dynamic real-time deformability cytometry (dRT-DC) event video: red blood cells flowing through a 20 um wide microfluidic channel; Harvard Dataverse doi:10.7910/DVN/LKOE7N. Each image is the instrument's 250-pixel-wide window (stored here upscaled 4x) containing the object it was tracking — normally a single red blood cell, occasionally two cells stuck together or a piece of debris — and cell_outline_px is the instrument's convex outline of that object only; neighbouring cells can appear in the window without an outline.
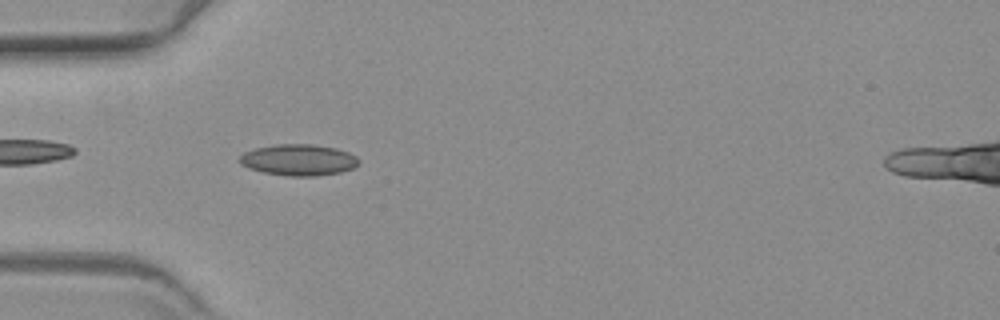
{"species": "common noctule bat (a hibernating species)", "species_latin": "Nyctalus noctula", "temperature_condition": "warm", "stored_images_in_passage": 35, "camera_frame_rate_fps": 3000, "um_per_image_px": 0.085, "animal": {"sex": "female", "body_mass_g": 19.3, "forearm_length_mm": 54.1}, "frame": {"image": 1, "passage_image": 3, "time_ms": 0.667, "image_size_px": [1000, 320], "cell_outline_px": [[360, 160], [352, 168], [340, 172], [316, 176], [288, 176], [264, 172], [248, 168], [240, 164], [236, 160], [244, 152], [256, 148], [276, 144], [312, 144], [336, 148], [348, 152], [356, 156]], "centroid_in_image_um": [25.34, 13.59], "position_along_channel_um": 59.7, "area_um2": 21.73}}
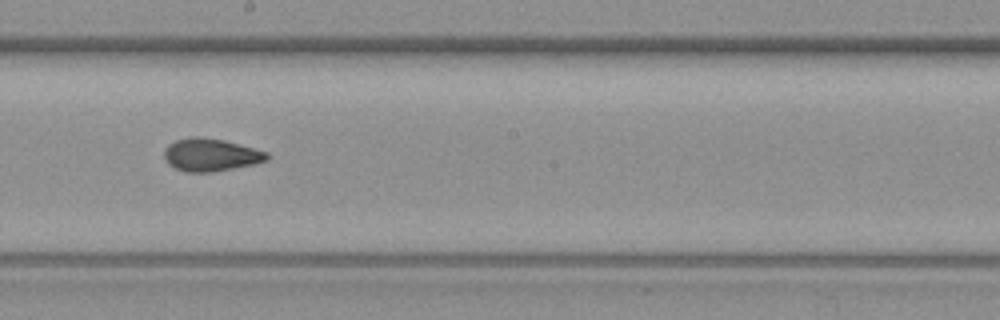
{"frame": {"image": 2, "passage_image": 18, "time_ms": 5.667, "image_size_px": [1000, 320], "cell_outline_px": [[268, 160], [256, 164], [212, 172], [184, 172], [168, 164], [164, 156], [164, 148], [168, 144], [176, 140], [192, 136], [200, 136], [224, 140], [268, 152]], "centroid_in_image_um": [17.9, 13.16], "position_along_channel_um": 230.3, "area_um2": 19.71}}
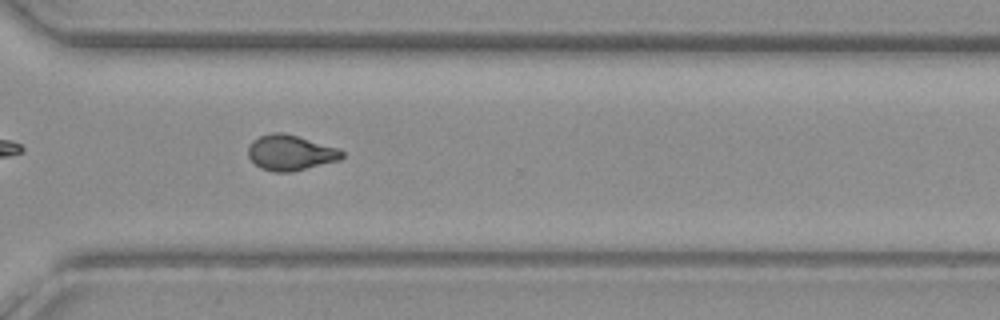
{"frame": {"image": 3, "passage_image": 28, "time_ms": 9.0, "image_size_px": [1000, 320], "cell_outline_px": [[344, 156], [340, 160], [292, 172], [272, 172], [260, 168], [248, 156], [248, 144], [252, 140], [260, 136], [272, 132], [284, 132], [336, 148], [344, 152]], "centroid_in_image_um": [24.65, 12.98], "position_along_channel_um": 345.9, "area_um2": 19.36}}